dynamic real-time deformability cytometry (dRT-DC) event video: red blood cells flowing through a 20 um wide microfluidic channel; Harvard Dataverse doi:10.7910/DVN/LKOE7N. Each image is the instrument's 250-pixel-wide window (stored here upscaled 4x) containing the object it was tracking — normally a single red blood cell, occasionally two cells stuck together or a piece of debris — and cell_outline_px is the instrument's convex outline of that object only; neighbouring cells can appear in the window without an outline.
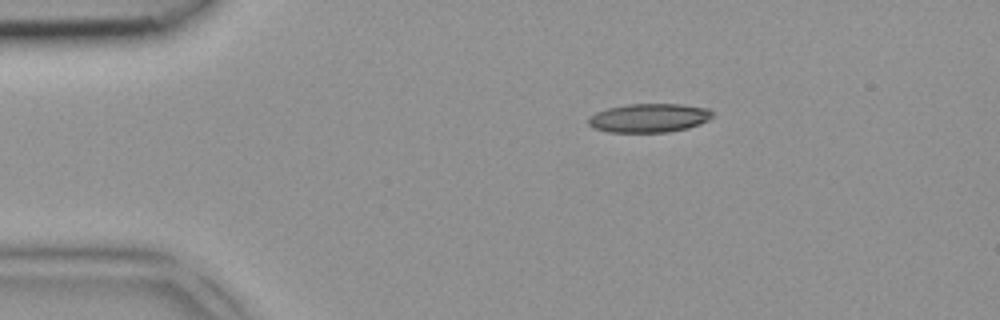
{"species": "common noctule bat (a hibernating species)", "species_latin": "Nyctalus noctula", "temperature_condition": "room temperature", "stored_images_in_passage": 2, "camera_frame_rate_fps": 3000, "um_per_image_px": 0.085, "animal": {"sex": "female", "body_mass_g": 18.4}, "frame": {"image": 1, "passage_image": 1, "time_ms": 0.0, "image_size_px": [1000, 320], "cell_outline_px": [[716, 116], [700, 124], [688, 128], [668, 132], [608, 132], [592, 128], [588, 124], [588, 116], [596, 112], [608, 108], [628, 104], [684, 104], [708, 108]], "centroid_in_image_um": [55.18, 10.02], "position_along_channel_um": 29.8, "area_um2": 21.1}}